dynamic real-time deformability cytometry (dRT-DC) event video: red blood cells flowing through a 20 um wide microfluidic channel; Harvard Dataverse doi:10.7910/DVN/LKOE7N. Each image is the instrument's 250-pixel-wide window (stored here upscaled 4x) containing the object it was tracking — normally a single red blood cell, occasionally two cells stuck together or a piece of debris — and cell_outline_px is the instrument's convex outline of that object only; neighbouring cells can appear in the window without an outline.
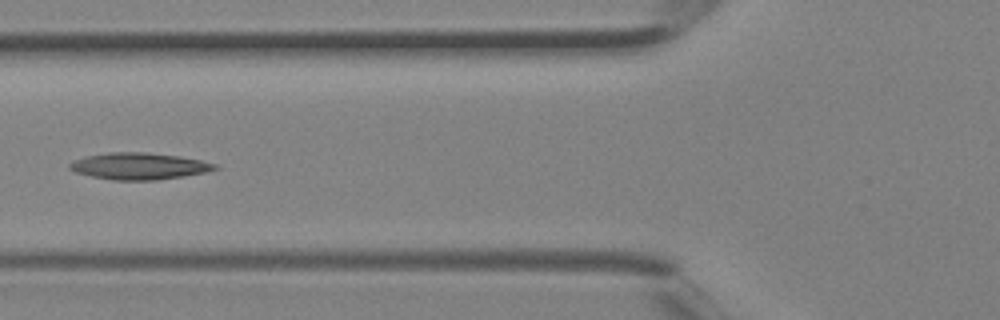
{"species": "Egyptian fruit bat (a non-hibernating species)", "species_latin": "Rousettus aegyptiacus", "temperature_condition": "room temperature", "stored_images_in_passage": 4, "camera_frame_rate_fps": 3000, "um_per_image_px": 0.085, "animal": {"sex": "female"}, "frame": {"image": 1, "passage_image": 4, "time_ms": 1.0, "image_size_px": [1000, 320], "cell_outline_px": [[220, 168], [204, 172], [184, 176], [156, 180], [112, 180], [92, 176], [76, 172], [68, 168], [68, 164], [76, 160], [88, 156], [108, 152], [144, 152], [180, 156], [200, 160], [216, 164]], "centroid_in_image_um": [11.83, 14.12], "position_along_channel_um": 114.0, "area_um2": 22.43}}